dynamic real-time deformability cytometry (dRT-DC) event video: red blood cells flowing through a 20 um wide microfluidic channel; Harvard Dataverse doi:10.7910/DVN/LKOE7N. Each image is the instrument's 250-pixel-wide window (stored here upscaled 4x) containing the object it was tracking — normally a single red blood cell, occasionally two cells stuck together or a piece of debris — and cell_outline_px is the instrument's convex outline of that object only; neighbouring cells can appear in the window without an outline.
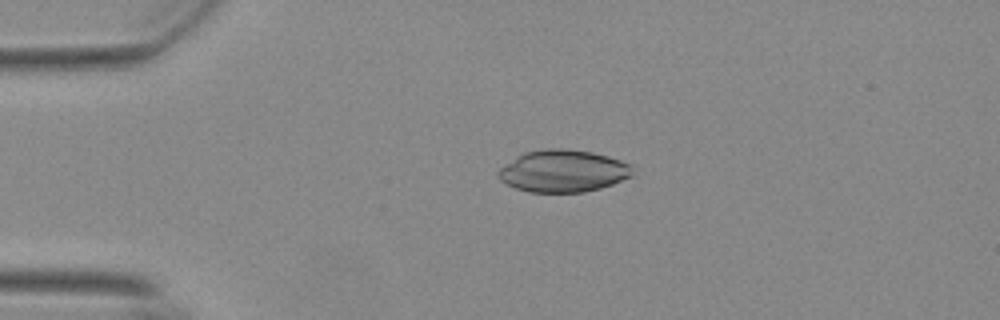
{"species": "Egyptian fruit bat (a non-hibernating species)", "species_latin": "Rousettus aegyptiacus", "temperature_condition": "warm", "stored_images_in_passage": 55, "camera_frame_rate_fps": 3000, "um_per_image_px": 0.085, "animal": {"sex": "female"}, "frame": {"image": 1, "passage_image": 13, "time_ms": 4.0, "image_size_px": [1000, 320], "cell_outline_px": [[632, 176], [612, 184], [600, 188], [584, 192], [528, 192], [516, 188], [500, 180], [496, 176], [496, 172], [500, 168], [524, 152], [544, 148], [560, 148], [592, 152], [608, 156], [620, 160], [628, 164], [632, 172]], "centroid_in_image_um": [47.83, 14.53], "position_along_channel_um": 37.2, "area_um2": 32.83}}
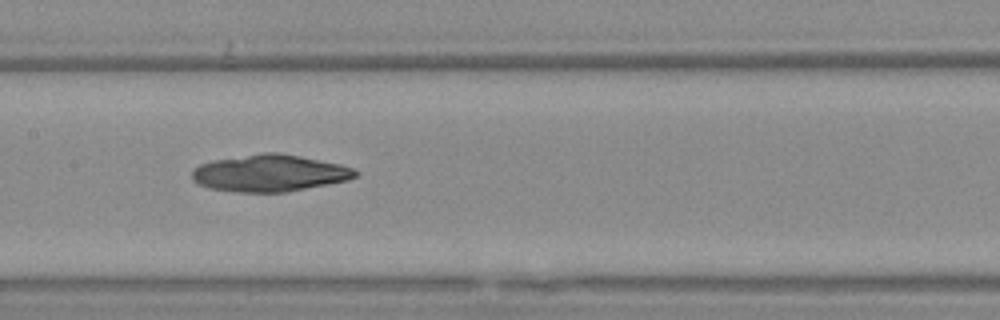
{"frame": {"image": 2, "passage_image": 28, "time_ms": 9.0, "image_size_px": [1000, 320], "cell_outline_px": [[360, 172], [356, 176], [348, 180], [328, 184], [284, 192], [236, 192], [212, 188], [200, 184], [192, 180], [192, 168], [200, 164], [212, 160], [264, 152], [276, 152], [300, 156], [340, 164], [352, 168]], "centroid_in_image_um": [22.91, 14.71], "position_along_channel_um": 184.5, "area_um2": 34.97}}
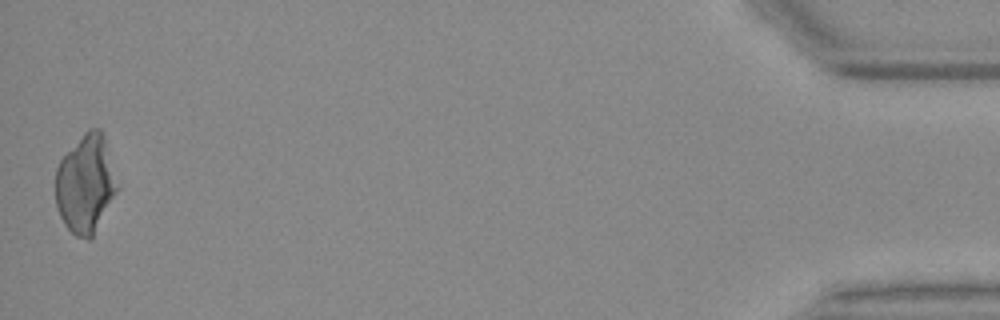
{"frame": {"image": 3, "passage_image": 55, "time_ms": 18.0, "image_size_px": [1000, 320], "cell_outline_px": [[120, 184], [116, 192], [92, 236], [88, 240], [76, 236], [64, 224], [60, 216], [56, 204], [56, 168], [60, 160], [84, 132], [88, 128], [100, 128], [104, 136]], "centroid_in_image_um": [7.29, 15.6], "position_along_channel_um": 427.9, "area_um2": 35.2}}